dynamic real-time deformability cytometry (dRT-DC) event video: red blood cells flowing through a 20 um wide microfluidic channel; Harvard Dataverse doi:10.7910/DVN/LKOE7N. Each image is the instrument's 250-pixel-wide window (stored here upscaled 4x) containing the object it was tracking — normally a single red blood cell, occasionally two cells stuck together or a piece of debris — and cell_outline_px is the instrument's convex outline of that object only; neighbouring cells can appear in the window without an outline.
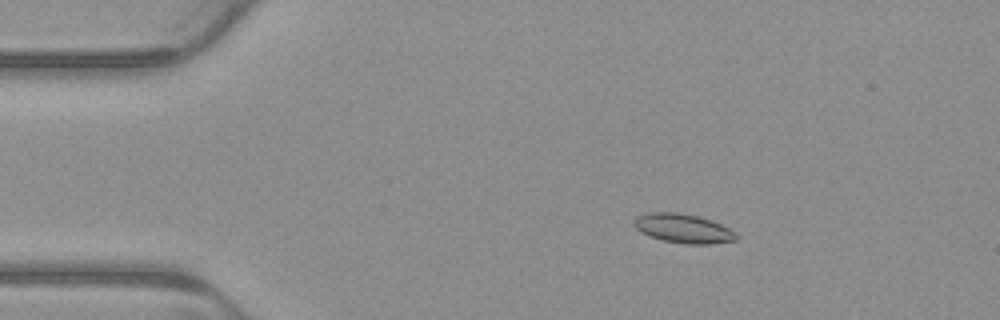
{"species": "common noctule bat (a hibernating species)", "species_latin": "Nyctalus noctula", "temperature_condition": "warm", "stored_images_in_passage": 4, "camera_frame_rate_fps": 3000, "um_per_image_px": 0.085, "animal": {"sex": "male", "body_mass_g": 23.1, "forearm_length_mm": 52.7}, "frame": {"image": 1, "passage_image": 2, "time_ms": 0.333, "image_size_px": [1000, 320], "cell_outline_px": [[740, 236], [736, 240], [712, 244], [684, 244], [664, 240], [640, 232], [632, 224], [632, 220], [636, 216], [648, 212], [676, 212], [696, 216], [712, 220], [736, 232]], "centroid_in_image_um": [58.07, 19.41], "position_along_channel_um": 26.9, "area_um2": 17.46}}
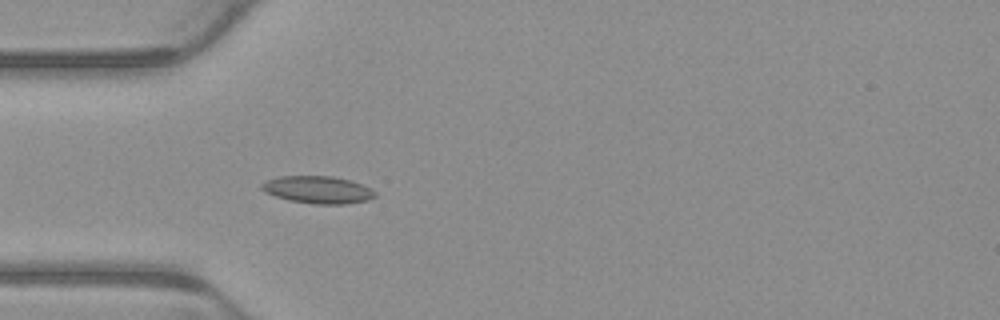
{"frame": {"image": 2, "passage_image": 4, "time_ms": 1.0, "image_size_px": [1000, 320], "cell_outline_px": [[376, 196], [368, 200], [344, 204], [312, 204], [288, 200], [264, 192], [260, 188], [260, 184], [268, 180], [280, 176], [332, 176], [352, 180], [376, 192]], "centroid_in_image_um": [27.0, 16.13], "position_along_channel_um": 58.0, "area_um2": 18.09}}